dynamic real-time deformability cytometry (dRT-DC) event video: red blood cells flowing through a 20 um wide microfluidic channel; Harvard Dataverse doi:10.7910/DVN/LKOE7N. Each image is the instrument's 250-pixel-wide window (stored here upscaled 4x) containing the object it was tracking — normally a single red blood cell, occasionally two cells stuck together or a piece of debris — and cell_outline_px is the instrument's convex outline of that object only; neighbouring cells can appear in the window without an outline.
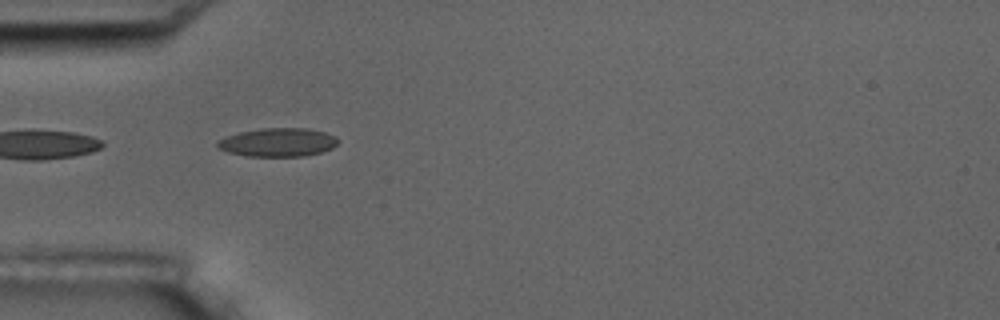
{"species": "common noctule bat (a hibernating species)", "species_latin": "Nyctalus noctula", "temperature_condition": "room temperature", "stored_images_in_passage": 5, "camera_frame_rate_fps": 3000, "um_per_image_px": 0.085, "animal": {"sex": "male", "body_mass_g": 17.5, "forearm_length_mm": 52.3}, "frame": {"image": 1, "passage_image": 4, "time_ms": 4.333, "image_size_px": [1000, 320], "cell_outline_px": [[340, 140], [332, 148], [320, 152], [304, 156], [248, 156], [228, 152], [216, 148], [216, 140], [224, 136], [240, 132], [260, 128], [308, 128], [324, 132], [336, 136]], "centroid_in_image_um": [23.58, 12.09], "position_along_channel_um": 61.4, "area_um2": 20.23}}